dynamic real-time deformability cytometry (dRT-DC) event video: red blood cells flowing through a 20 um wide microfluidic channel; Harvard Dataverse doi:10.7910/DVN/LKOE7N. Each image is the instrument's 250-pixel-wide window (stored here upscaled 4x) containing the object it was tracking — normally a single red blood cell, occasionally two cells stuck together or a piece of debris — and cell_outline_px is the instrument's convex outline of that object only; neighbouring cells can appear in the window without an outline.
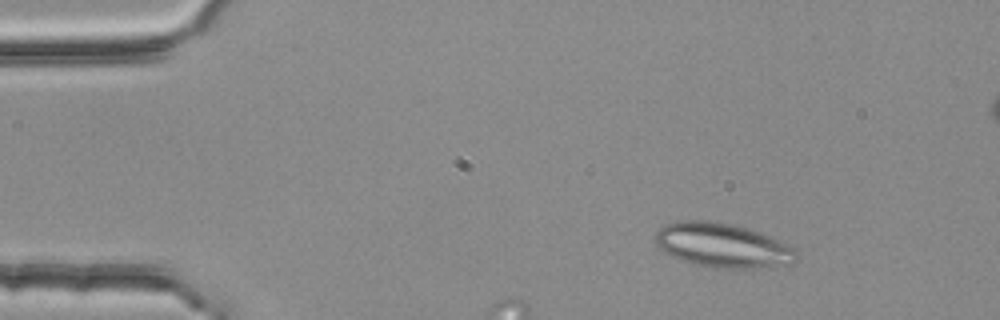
{"species": "common noctule bat (a hibernating species)", "species_latin": "Nyctalus noctula", "temperature_condition": "room temperature", "stored_images_in_passage": 4, "camera_frame_rate_fps": 3000, "um_per_image_px": 0.085, "animal": {"sex": "female", "body_mass_g": 25.1}, "frame": {"image": 1, "passage_image": 1, "time_ms": 0.0, "image_size_px": [1000, 320], "cell_outline_px": [[796, 260], [792, 264], [772, 268], [712, 268], [692, 264], [680, 260], [664, 252], [656, 244], [656, 232], [664, 224], [676, 220], [708, 220], [732, 224], [748, 228], [760, 232], [796, 248]], "centroid_in_image_um": [61.43, 20.86], "position_along_channel_um": 23.6, "area_um2": 36.99}}